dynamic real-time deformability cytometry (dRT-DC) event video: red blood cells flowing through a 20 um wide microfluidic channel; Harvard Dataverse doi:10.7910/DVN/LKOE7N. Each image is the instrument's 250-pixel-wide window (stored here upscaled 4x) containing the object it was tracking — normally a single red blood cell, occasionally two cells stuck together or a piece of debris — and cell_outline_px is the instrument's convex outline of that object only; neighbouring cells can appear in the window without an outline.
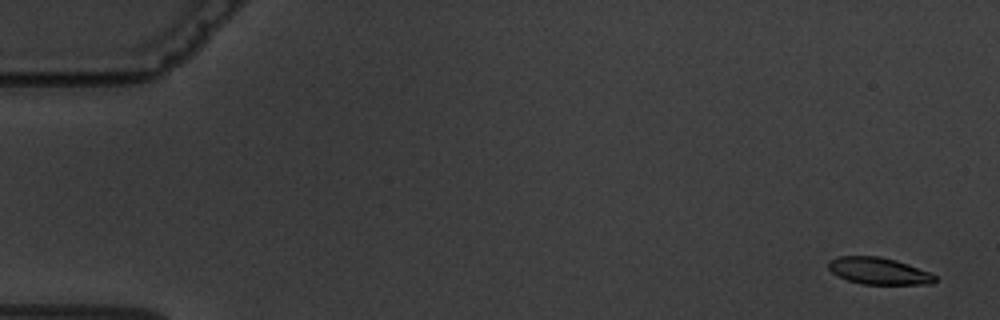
{"species": "common noctule bat (a hibernating species)", "species_latin": "Nyctalus noctula", "temperature_condition": "warm", "stored_images_in_passage": 5, "camera_frame_rate_fps": 3000, "um_per_image_px": 0.085, "animal": {"sex": "male", "body_mass_g": 19.5, "forearm_length_mm": 54.6}, "frame": {"image": 1, "passage_image": 1, "time_ms": 0.0, "image_size_px": [1000, 320], "cell_outline_px": [[936, 280], [932, 284], [860, 284], [848, 280], [832, 272], [828, 268], [828, 260], [840, 256], [880, 256], [896, 260], [932, 272], [936, 276]], "centroid_in_image_um": [74.72, 23.03], "position_along_channel_um": 10.3, "area_um2": 16.76}}
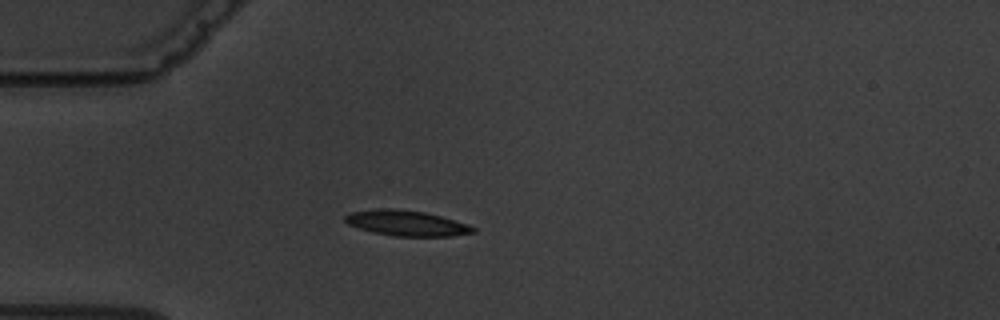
{"frame": {"image": 2, "passage_image": 5, "time_ms": 4.667, "image_size_px": [1000, 320], "cell_outline_px": [[476, 232], [452, 236], [396, 236], [372, 232], [348, 224], [344, 220], [344, 216], [348, 212], [376, 208], [396, 208], [424, 212], [440, 216], [468, 224], [476, 228]], "centroid_in_image_um": [34.53, 18.95], "position_along_channel_um": 50.5, "area_um2": 19.07}}